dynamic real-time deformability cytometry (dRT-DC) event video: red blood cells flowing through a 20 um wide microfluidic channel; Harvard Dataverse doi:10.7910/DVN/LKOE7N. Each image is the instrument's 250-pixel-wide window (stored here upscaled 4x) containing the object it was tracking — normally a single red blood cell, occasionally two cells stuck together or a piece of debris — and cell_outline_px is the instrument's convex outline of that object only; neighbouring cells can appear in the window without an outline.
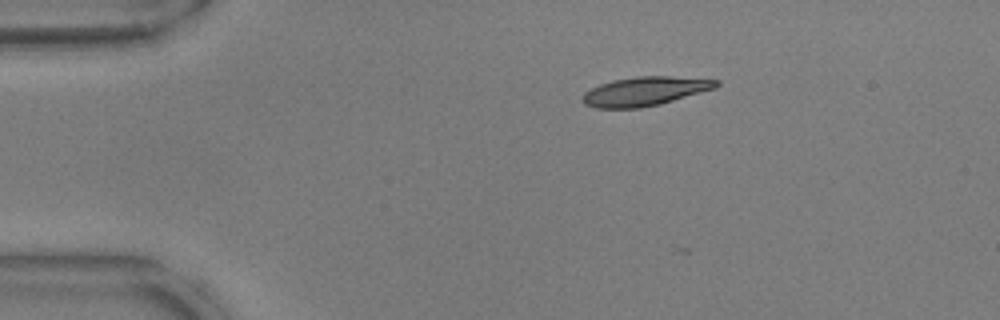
{"species": "common noctule bat (a hibernating species)", "species_latin": "Nyctalus noctula", "temperature_condition": "warm", "stored_images_in_passage": 40, "camera_frame_rate_fps": 3000, "um_per_image_px": 0.085, "animal": {"sex": "male", "body_mass_g": 17.9, "forearm_length_mm": 54.2}, "frame": {"image": 1, "passage_image": 1, "time_ms": 0.0, "image_size_px": [1000, 320], "cell_outline_px": [[720, 84], [716, 88], [660, 104], [640, 108], [596, 108], [584, 104], [584, 92], [600, 84], [612, 80], [636, 76], [668, 76], [720, 80]], "centroid_in_image_um": [54.84, 7.75], "position_along_channel_um": 30.2, "area_um2": 22.48}}
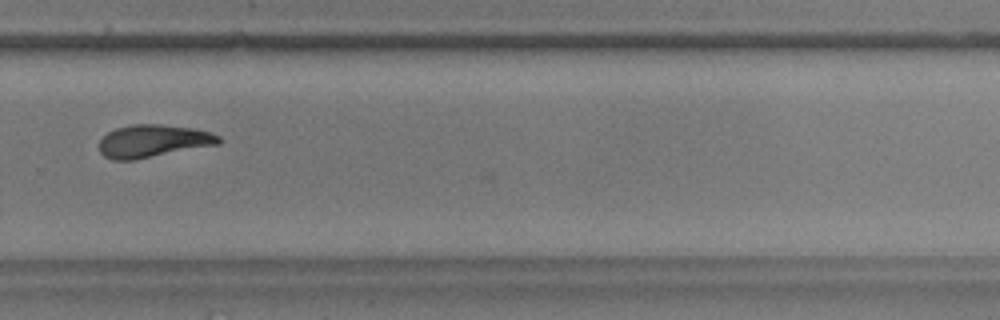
{"frame": {"image": 2, "passage_image": 28, "time_ms": 9.0, "image_size_px": [1000, 320], "cell_outline_px": [[220, 144], [132, 160], [112, 160], [104, 156], [100, 152], [100, 140], [108, 132], [116, 128], [136, 124], [160, 124], [196, 128], [220, 136]], "centroid_in_image_um": [13.02, 11.98], "position_along_channel_um": 316.8, "area_um2": 22.6}}
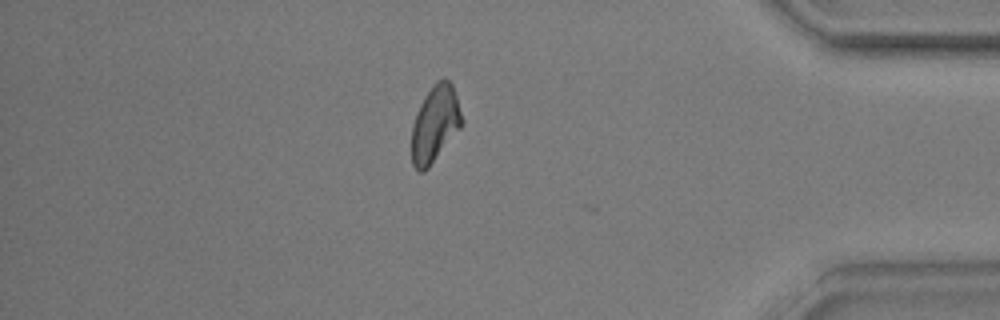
{"frame": {"image": 3, "passage_image": 37, "time_ms": 12.0, "image_size_px": [1000, 320], "cell_outline_px": [[464, 120], [460, 128], [428, 168], [424, 172], [420, 172], [412, 164], [412, 124], [416, 112], [424, 96], [436, 80], [444, 76], [452, 84]], "centroid_in_image_um": [36.97, 10.5], "position_along_channel_um": 398.2, "area_um2": 22.37}, "authors_computed_cell_mechanics": {"area_um2": 22.6865, "velocity_mm_per_s": 3.7904, "shape_relaxation_time_tau1_ms": 6.2686, "shape_relaxation_time_tau2_ms": 2.1896, "deformation_change_tau1": 0.2074, "deformation_change_tau2": 0.0978}}